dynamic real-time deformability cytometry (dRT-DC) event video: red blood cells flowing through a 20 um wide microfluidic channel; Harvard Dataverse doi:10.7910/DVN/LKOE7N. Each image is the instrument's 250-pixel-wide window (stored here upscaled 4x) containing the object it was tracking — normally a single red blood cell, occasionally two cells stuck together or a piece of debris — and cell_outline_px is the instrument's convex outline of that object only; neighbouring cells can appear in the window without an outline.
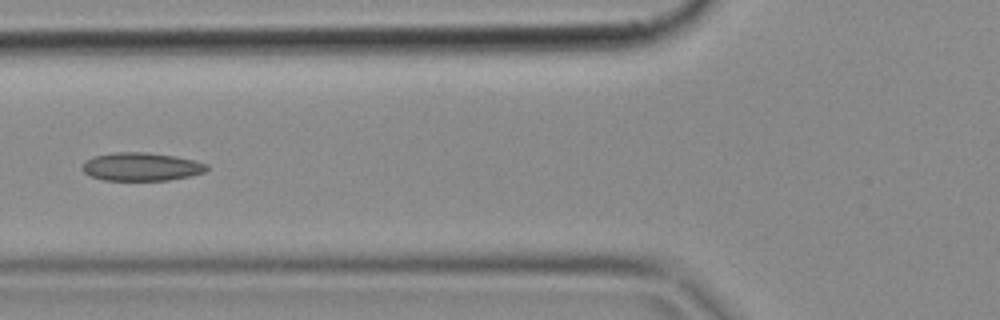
{"species": "common noctule bat (a hibernating species)", "species_latin": "Nyctalus noctula", "temperature_condition": "cold", "stored_images_in_passage": 4, "camera_frame_rate_fps": 3000, "um_per_image_px": 0.085, "animal": {"sex": "female", "body_mass_g": 18.4}, "frame": {"image": 1, "passage_image": 3, "time_ms": 0.667, "image_size_px": [1000, 320], "cell_outline_px": [[208, 168], [204, 172], [188, 176], [168, 180], [104, 180], [92, 176], [84, 172], [84, 164], [92, 156], [112, 152], [148, 152], [176, 156], [196, 160], [208, 164]], "centroid_in_image_um": [12.05, 14.15], "position_along_channel_um": 113.7, "area_um2": 20.4}}
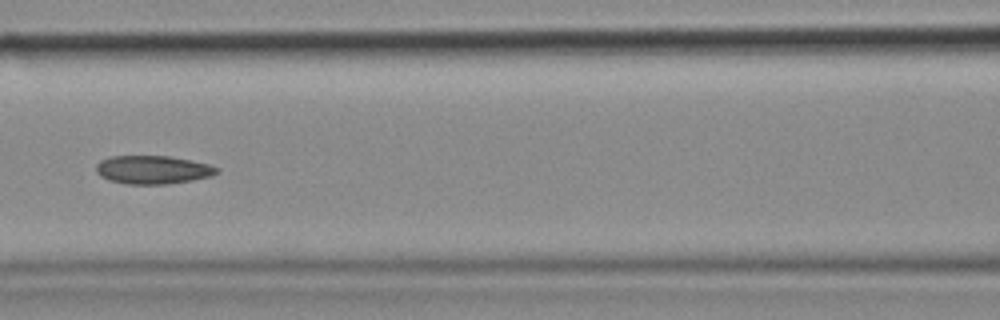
{"frame": {"image": 2, "passage_image": 4, "time_ms": 1.0, "image_size_px": [1000, 320], "cell_outline_px": [[220, 168], [212, 176], [192, 180], [168, 184], [124, 184], [108, 180], [100, 176], [96, 172], [96, 164], [100, 160], [112, 156], [168, 156], [192, 160], [208, 164]], "centroid_in_image_um": [12.96, 14.43], "position_along_channel_um": 153.6, "area_um2": 20.06}}